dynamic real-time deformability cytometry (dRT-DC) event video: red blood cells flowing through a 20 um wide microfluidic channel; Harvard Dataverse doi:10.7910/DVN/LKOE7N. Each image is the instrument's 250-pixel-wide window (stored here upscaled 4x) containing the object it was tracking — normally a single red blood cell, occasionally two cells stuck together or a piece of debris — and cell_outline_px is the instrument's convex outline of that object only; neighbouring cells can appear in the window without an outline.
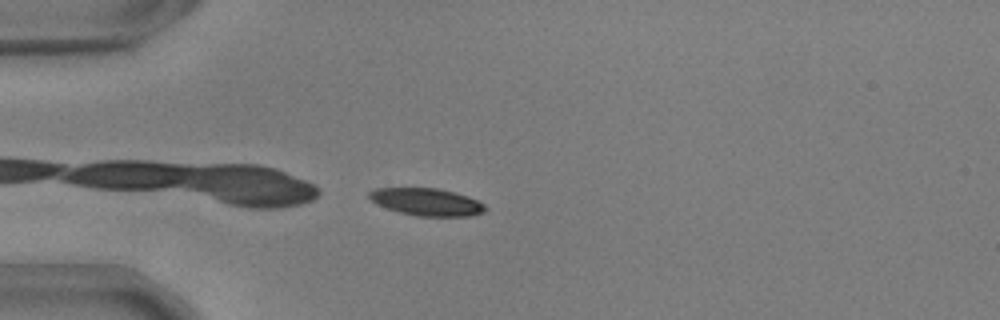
{"species": "common noctule bat (a hibernating species)", "species_latin": "Nyctalus noctula", "temperature_condition": "warm", "stored_images_in_passage": 42, "camera_frame_rate_fps": 3000, "um_per_image_px": 0.085, "animal": {"sex": "male", "body_mass_g": 17.9, "forearm_length_mm": 54.2}, "frame": {"image": 1, "passage_image": 1, "time_ms": 0.0, "image_size_px": [1000, 320], "cell_outline_px": [[488, 208], [484, 212], [472, 216], [416, 216], [400, 212], [376, 204], [368, 196], [368, 192], [376, 188], [436, 188], [456, 192], [468, 196], [484, 204]], "centroid_in_image_um": [36.29, 17.16], "position_along_channel_um": 48.7, "area_um2": 18.55}}
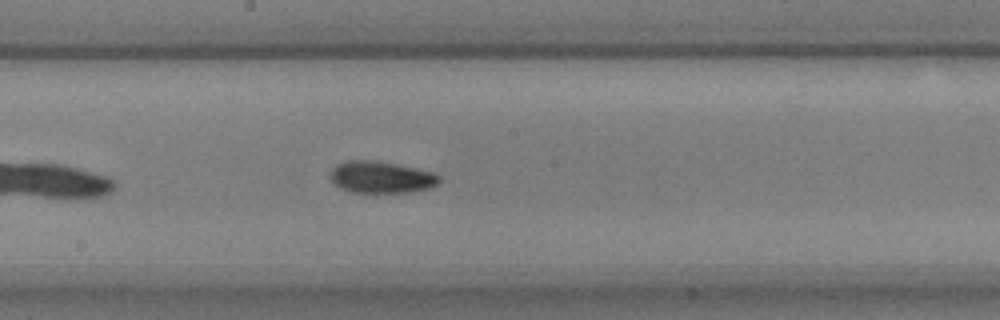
{"frame": {"image": 2, "passage_image": 16, "time_ms": 5.0, "image_size_px": [1000, 320], "cell_outline_px": [[440, 180], [432, 188], [412, 192], [352, 192], [340, 188], [328, 176], [332, 168], [336, 164], [348, 160], [376, 160], [436, 172], [440, 176]], "centroid_in_image_um": [32.41, 15.05], "position_along_channel_um": 215.8, "area_um2": 20.4}}
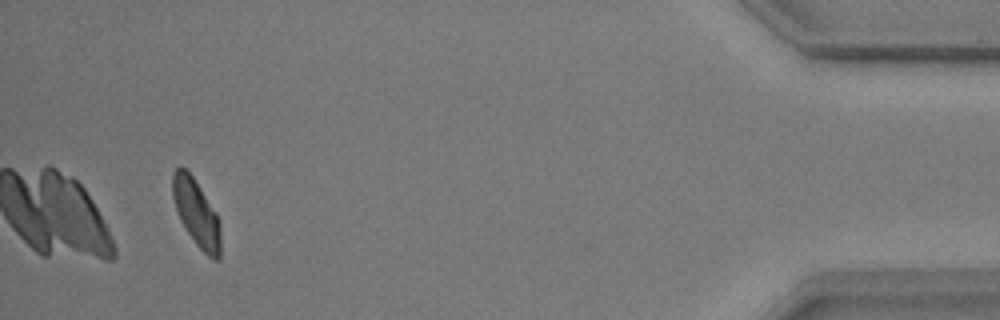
{"frame": {"image": 3, "passage_image": 38, "time_ms": 12.333, "image_size_px": [1000, 320], "cell_outline_px": [[220, 260], [212, 260], [196, 244], [180, 220], [172, 196], [172, 172], [180, 164], [192, 176], [216, 212], [220, 220]], "centroid_in_image_um": [16.69, 18.1], "position_along_channel_um": 418.5, "area_um2": 18.67}, "authors_computed_cell_mechanics": {"area_um2": 19.3341, "velocity_mm_per_s": 3.6763, "shape_relaxation_time_tau1_ms": 2.8913, "shape_relaxation_time_tau2_ms": 2.6944, "deformation_change_tau1": 0.1543, "deformation_change_tau2": 0.0694}}